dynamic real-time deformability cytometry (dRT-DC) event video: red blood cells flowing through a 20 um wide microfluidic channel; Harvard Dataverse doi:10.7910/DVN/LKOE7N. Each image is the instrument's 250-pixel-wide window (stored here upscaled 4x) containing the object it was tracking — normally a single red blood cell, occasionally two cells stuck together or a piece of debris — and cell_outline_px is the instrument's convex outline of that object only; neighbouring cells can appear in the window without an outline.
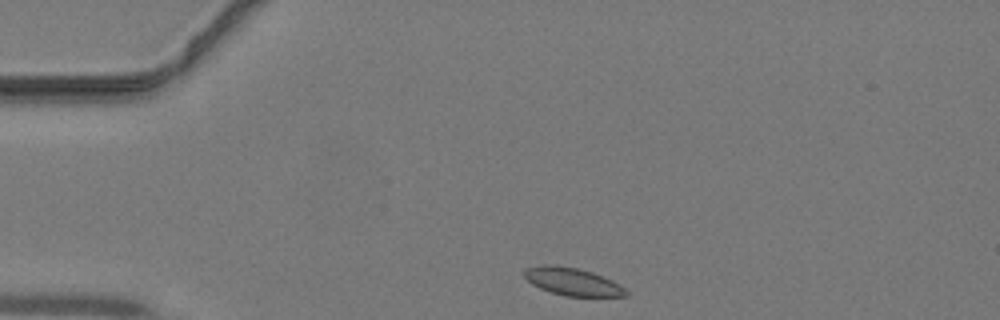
{"species": "common noctule bat (a hibernating species)", "species_latin": "Nyctalus noctula", "temperature_condition": "warm", "stored_images_in_passage": 35, "camera_frame_rate_fps": 3000, "um_per_image_px": 0.085, "animal": {"sex": "male", "body_mass_g": 19.2, "forearm_length_mm": 51.8}, "frame": {"image": 1, "passage_image": 1, "time_ms": 0.0, "image_size_px": [1000, 320], "cell_outline_px": [[628, 296], [564, 296], [540, 288], [532, 284], [524, 276], [524, 268], [544, 264], [552, 264], [580, 268], [592, 272], [612, 280], [624, 288], [628, 292]], "centroid_in_image_um": [48.64, 23.92], "position_along_channel_um": 36.4, "area_um2": 16.42}}
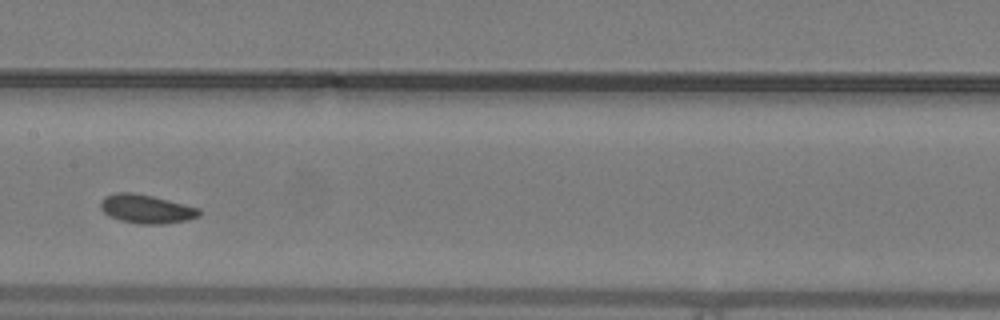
{"frame": {"image": 2, "passage_image": 14, "time_ms": 4.333, "image_size_px": [1000, 320], "cell_outline_px": [[200, 216], [188, 220], [164, 224], [140, 224], [120, 220], [108, 216], [100, 208], [100, 200], [104, 196], [116, 192], [132, 192], [152, 196], [200, 208]], "centroid_in_image_um": [12.42, 17.76], "position_along_channel_um": 195.0, "area_um2": 16.65}}
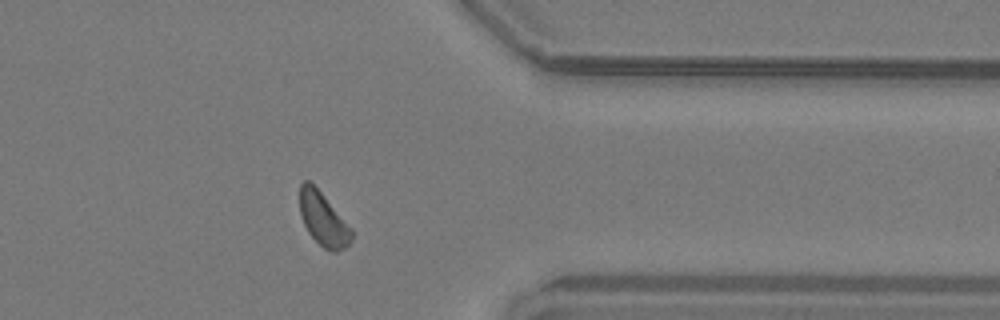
{"frame": {"image": 3, "passage_image": 27, "time_ms": 8.667, "image_size_px": [1000, 320], "cell_outline_px": [[352, 240], [344, 248], [336, 252], [332, 252], [324, 248], [308, 232], [300, 216], [300, 184], [304, 180], [308, 180], [320, 192], [352, 228]], "centroid_in_image_um": [27.47, 18.65], "position_along_channel_um": 383.9, "area_um2": 15.84}}